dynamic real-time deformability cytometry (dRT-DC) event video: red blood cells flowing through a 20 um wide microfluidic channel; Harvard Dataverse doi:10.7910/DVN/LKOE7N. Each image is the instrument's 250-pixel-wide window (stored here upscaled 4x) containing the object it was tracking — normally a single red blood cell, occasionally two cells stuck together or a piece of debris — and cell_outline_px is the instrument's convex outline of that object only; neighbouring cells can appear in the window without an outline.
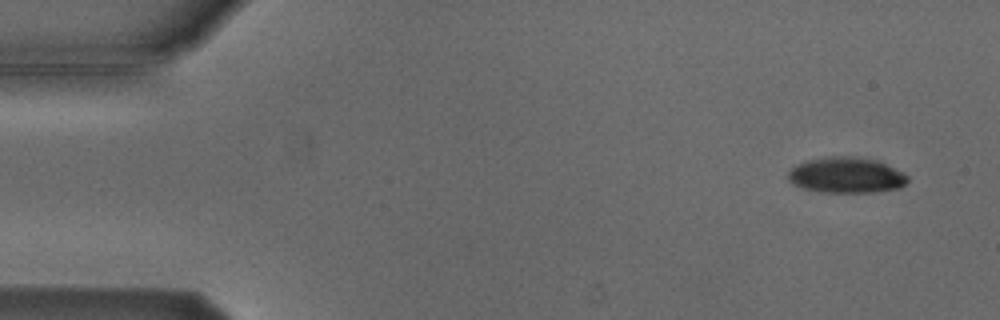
{"species": "Egyptian fruit bat (a non-hibernating species)", "species_latin": "Rousettus aegyptiacus", "temperature_condition": "cold", "stored_images_in_passage": 5, "camera_frame_rate_fps": 3000, "um_per_image_px": 0.085, "animal": {"sex": "male"}, "frame": {"image": 1, "passage_image": 1, "time_ms": 0.0, "image_size_px": [1000, 320], "cell_outline_px": [[908, 180], [900, 188], [876, 192], [824, 192], [804, 188], [792, 184], [788, 180], [788, 172], [796, 164], [808, 160], [824, 156], [856, 156], [876, 160], [904, 172], [908, 176]], "centroid_in_image_um": [71.93, 14.88], "position_along_channel_um": 13.1, "area_um2": 25.03}}
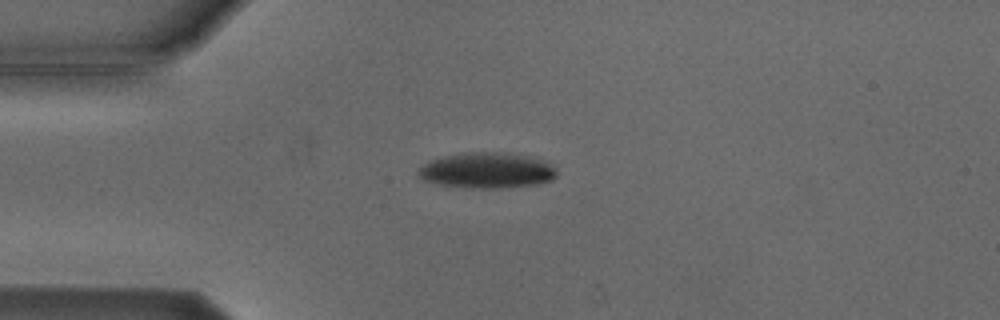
{"frame": {"image": 2, "passage_image": 3, "time_ms": 3.333, "image_size_px": [1000, 320], "cell_outline_px": [[556, 176], [552, 180], [536, 184], [500, 188], [468, 188], [440, 184], [424, 180], [416, 176], [416, 172], [428, 160], [444, 156], [464, 152], [496, 152], [524, 156], [540, 160], [556, 168]], "centroid_in_image_um": [41.32, 14.49], "position_along_channel_um": 43.7, "area_um2": 28.55}}